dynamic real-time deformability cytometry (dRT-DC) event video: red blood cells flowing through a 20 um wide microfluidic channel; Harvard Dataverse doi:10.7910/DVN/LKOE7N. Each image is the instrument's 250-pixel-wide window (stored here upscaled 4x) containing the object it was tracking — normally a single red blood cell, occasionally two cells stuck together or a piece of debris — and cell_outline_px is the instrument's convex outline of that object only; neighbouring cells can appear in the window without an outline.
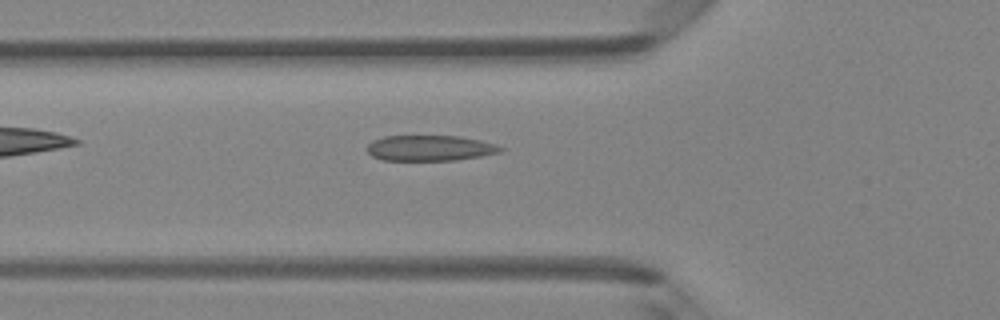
{"species": "Egyptian fruit bat (a non-hibernating species)", "species_latin": "Rousettus aegyptiacus", "temperature_condition": "room temperature", "stored_images_in_passage": 29, "camera_frame_rate_fps": 3000, "um_per_image_px": 0.085, "animal": {"sex": "female"}, "frame": {"image": 1, "passage_image": 3, "time_ms": 0.667, "image_size_px": [1000, 320], "cell_outline_px": [[504, 148], [500, 152], [480, 156], [456, 160], [384, 160], [372, 156], [368, 152], [368, 144], [372, 140], [384, 136], [456, 136], [480, 140], [496, 144]], "centroid_in_image_um": [36.54, 12.58], "position_along_channel_um": 89.3, "area_um2": 19.77}}
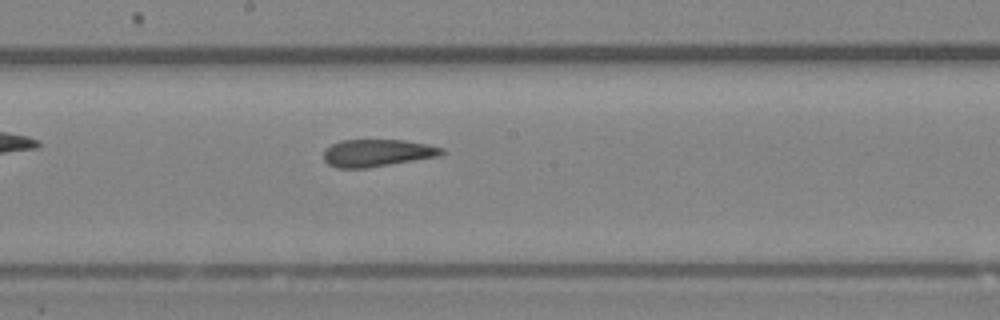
{"frame": {"image": 2, "passage_image": 12, "time_ms": 3.667, "image_size_px": [1000, 320], "cell_outline_px": [[448, 152], [440, 156], [368, 168], [336, 168], [328, 164], [324, 160], [324, 148], [340, 140], [404, 140], [428, 144], [444, 148]], "centroid_in_image_um": [32.09, 13.0], "position_along_channel_um": 216.1, "area_um2": 19.07}}
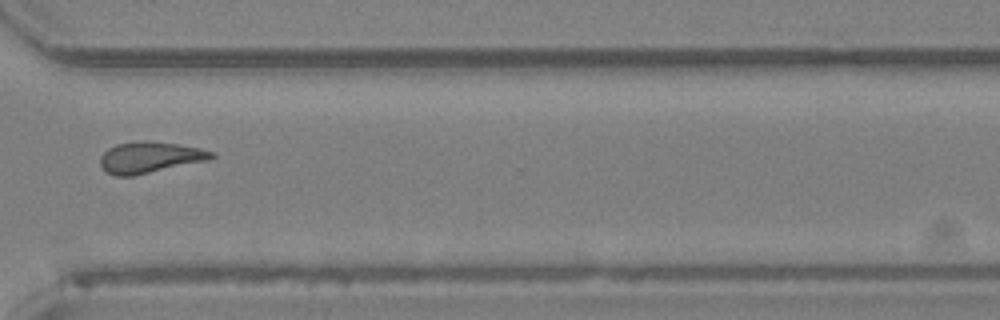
{"frame": {"image": 3, "passage_image": 22, "time_ms": 7.0, "image_size_px": [1000, 320], "cell_outline_px": [[216, 156], [208, 160], [132, 176], [116, 176], [108, 172], [100, 164], [100, 156], [108, 148], [116, 144], [140, 140], [148, 140], [176, 144], [200, 148], [212, 152]], "centroid_in_image_um": [12.71, 13.36], "position_along_channel_um": 357.9, "area_um2": 20.06}}